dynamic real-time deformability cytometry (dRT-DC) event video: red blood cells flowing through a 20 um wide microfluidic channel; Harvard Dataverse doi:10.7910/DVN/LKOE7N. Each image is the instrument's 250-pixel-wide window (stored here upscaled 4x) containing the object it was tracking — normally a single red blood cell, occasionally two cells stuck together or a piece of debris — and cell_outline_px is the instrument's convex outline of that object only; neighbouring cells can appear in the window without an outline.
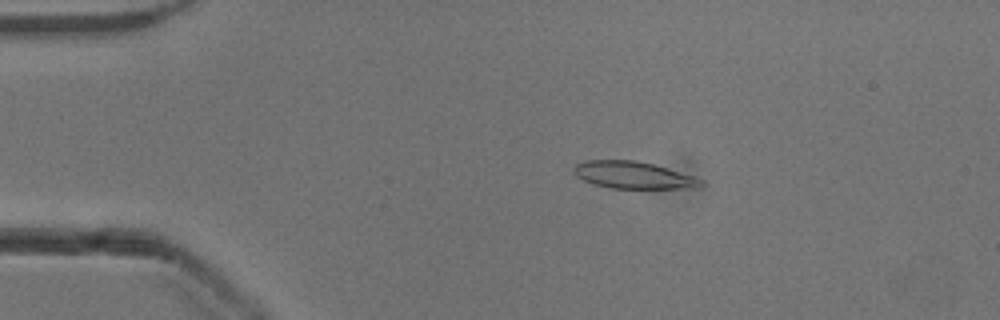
{"species": "common noctule bat (a hibernating species)", "species_latin": "Nyctalus noctula", "temperature_condition": "cold", "stored_images_in_passage": 48, "camera_frame_rate_fps": 3000, "um_per_image_px": 0.085, "animal": {"sex": "male", "body_mass_g": 13.3}, "frame": {"image": 1, "passage_image": 6, "time_ms": 1.667, "image_size_px": [1000, 320], "cell_outline_px": [[708, 184], [704, 188], [608, 188], [584, 180], [576, 176], [572, 172], [572, 168], [576, 164], [584, 160], [636, 160], [668, 168], [704, 180]], "centroid_in_image_um": [53.87, 14.89], "position_along_channel_um": 31.1, "area_um2": 20.29}}
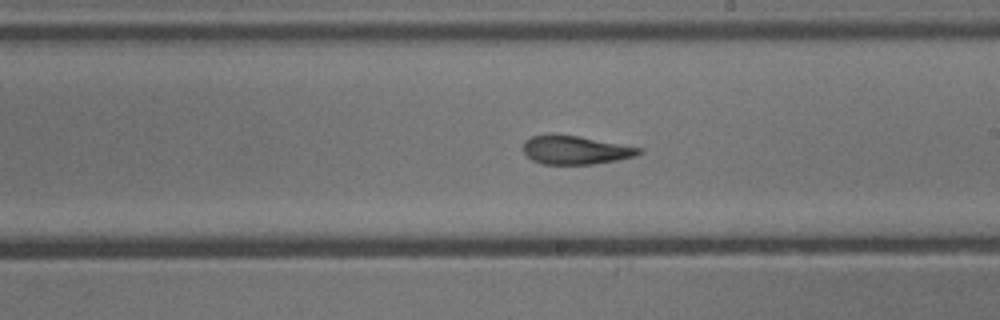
{"frame": {"image": 2, "passage_image": 26, "time_ms": 8.333, "image_size_px": [1000, 320], "cell_outline_px": [[640, 152], [636, 156], [616, 160], [592, 164], [540, 164], [532, 160], [524, 152], [524, 140], [532, 136], [576, 136], [640, 148]], "centroid_in_image_um": [48.88, 12.78], "position_along_channel_um": 240.1, "area_um2": 18.5}}
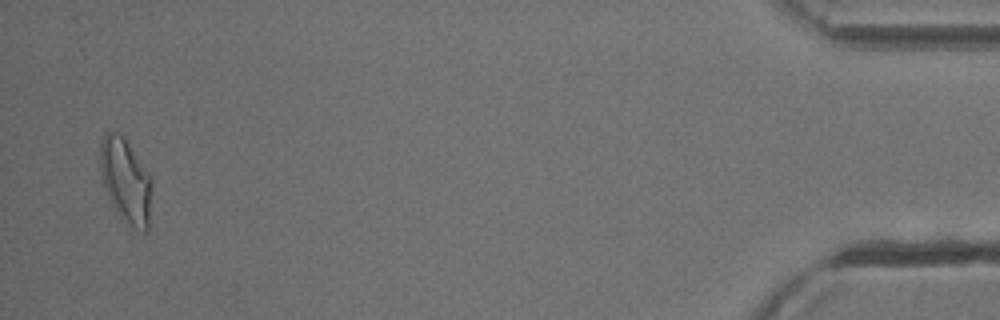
{"frame": {"image": 3, "passage_image": 47, "time_ms": 15.333, "image_size_px": [1000, 320], "cell_outline_px": [[152, 184], [148, 232], [140, 232], [120, 220], [108, 196], [104, 184], [100, 168], [100, 140], [104, 132], [116, 132], [124, 136], [152, 176]], "centroid_in_image_um": [10.71, 15.38], "position_along_channel_um": 424.5, "area_um2": 26.01}, "authors_computed_cell_mechanics": {"area_um2": 20.4323, "velocity_mm_per_s": 3.8994, "shape_relaxation_time_tau1_ms": 4.2708, "shape_relaxation_time_tau2_ms": 2.0751, "deformation_change_tau1": 0.1629, "deformation_change_tau2": 0.1028}}